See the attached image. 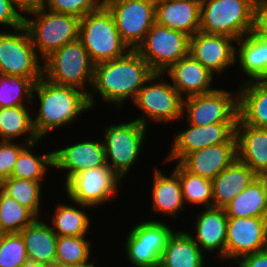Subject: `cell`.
I'll return each instance as SVG.
<instances>
[{"mask_svg": "<svg viewBox=\"0 0 267 267\" xmlns=\"http://www.w3.org/2000/svg\"><path fill=\"white\" fill-rule=\"evenodd\" d=\"M75 206H74V205ZM77 206H79L77 208ZM92 207L74 202L65 204L60 201L50 217V226L57 236H86L92 226L87 209ZM52 222V223H51ZM91 223V224H90Z\"/></svg>", "mask_w": 267, "mask_h": 267, "instance_id": "31", "label": "cell"}, {"mask_svg": "<svg viewBox=\"0 0 267 267\" xmlns=\"http://www.w3.org/2000/svg\"><path fill=\"white\" fill-rule=\"evenodd\" d=\"M24 13L12 0H0V26L17 29L23 25Z\"/></svg>", "mask_w": 267, "mask_h": 267, "instance_id": "42", "label": "cell"}, {"mask_svg": "<svg viewBox=\"0 0 267 267\" xmlns=\"http://www.w3.org/2000/svg\"><path fill=\"white\" fill-rule=\"evenodd\" d=\"M78 39L94 64L123 57L131 50L105 6L80 18Z\"/></svg>", "mask_w": 267, "mask_h": 267, "instance_id": "6", "label": "cell"}, {"mask_svg": "<svg viewBox=\"0 0 267 267\" xmlns=\"http://www.w3.org/2000/svg\"><path fill=\"white\" fill-rule=\"evenodd\" d=\"M196 218L194 234L189 233L194 242L205 254L218 253L222 260H225V245L227 239L228 217L224 208L205 207L199 211ZM192 234V235H191ZM218 250V251H217Z\"/></svg>", "mask_w": 267, "mask_h": 267, "instance_id": "19", "label": "cell"}, {"mask_svg": "<svg viewBox=\"0 0 267 267\" xmlns=\"http://www.w3.org/2000/svg\"><path fill=\"white\" fill-rule=\"evenodd\" d=\"M187 124L206 126L213 123H237L238 91L227 88L184 98L183 118Z\"/></svg>", "mask_w": 267, "mask_h": 267, "instance_id": "12", "label": "cell"}, {"mask_svg": "<svg viewBox=\"0 0 267 267\" xmlns=\"http://www.w3.org/2000/svg\"><path fill=\"white\" fill-rule=\"evenodd\" d=\"M186 230H175L163 250L159 267H205L204 254Z\"/></svg>", "mask_w": 267, "mask_h": 267, "instance_id": "29", "label": "cell"}, {"mask_svg": "<svg viewBox=\"0 0 267 267\" xmlns=\"http://www.w3.org/2000/svg\"><path fill=\"white\" fill-rule=\"evenodd\" d=\"M103 144L107 164L120 178H126L142 154L148 127L135 119L103 126Z\"/></svg>", "mask_w": 267, "mask_h": 267, "instance_id": "7", "label": "cell"}, {"mask_svg": "<svg viewBox=\"0 0 267 267\" xmlns=\"http://www.w3.org/2000/svg\"><path fill=\"white\" fill-rule=\"evenodd\" d=\"M154 73L136 50H130L123 57L95 64L93 83L88 94L91 109L96 105L97 94L102 98L101 101L121 109L129 99L133 102Z\"/></svg>", "mask_w": 267, "mask_h": 267, "instance_id": "1", "label": "cell"}, {"mask_svg": "<svg viewBox=\"0 0 267 267\" xmlns=\"http://www.w3.org/2000/svg\"><path fill=\"white\" fill-rule=\"evenodd\" d=\"M149 1H152V2L156 3V2L159 1V0H149Z\"/></svg>", "mask_w": 267, "mask_h": 267, "instance_id": "50", "label": "cell"}, {"mask_svg": "<svg viewBox=\"0 0 267 267\" xmlns=\"http://www.w3.org/2000/svg\"><path fill=\"white\" fill-rule=\"evenodd\" d=\"M91 240L86 236H58L56 264L75 267H96ZM91 248V249H90Z\"/></svg>", "mask_w": 267, "mask_h": 267, "instance_id": "34", "label": "cell"}, {"mask_svg": "<svg viewBox=\"0 0 267 267\" xmlns=\"http://www.w3.org/2000/svg\"><path fill=\"white\" fill-rule=\"evenodd\" d=\"M33 87L34 82L30 78L0 74V108L33 106Z\"/></svg>", "mask_w": 267, "mask_h": 267, "instance_id": "37", "label": "cell"}, {"mask_svg": "<svg viewBox=\"0 0 267 267\" xmlns=\"http://www.w3.org/2000/svg\"><path fill=\"white\" fill-rule=\"evenodd\" d=\"M51 267H75V266H64V265H58V264H54Z\"/></svg>", "mask_w": 267, "mask_h": 267, "instance_id": "48", "label": "cell"}, {"mask_svg": "<svg viewBox=\"0 0 267 267\" xmlns=\"http://www.w3.org/2000/svg\"><path fill=\"white\" fill-rule=\"evenodd\" d=\"M183 100L171 82H167V79L165 81L164 73H154L132 102L143 112L135 120L146 127L150 120L165 124L178 122L179 119H184Z\"/></svg>", "mask_w": 267, "mask_h": 267, "instance_id": "8", "label": "cell"}, {"mask_svg": "<svg viewBox=\"0 0 267 267\" xmlns=\"http://www.w3.org/2000/svg\"><path fill=\"white\" fill-rule=\"evenodd\" d=\"M5 231L2 229L1 224H0V237H3L5 235Z\"/></svg>", "mask_w": 267, "mask_h": 267, "instance_id": "47", "label": "cell"}, {"mask_svg": "<svg viewBox=\"0 0 267 267\" xmlns=\"http://www.w3.org/2000/svg\"><path fill=\"white\" fill-rule=\"evenodd\" d=\"M224 209L228 218H267V176H258Z\"/></svg>", "mask_w": 267, "mask_h": 267, "instance_id": "30", "label": "cell"}, {"mask_svg": "<svg viewBox=\"0 0 267 267\" xmlns=\"http://www.w3.org/2000/svg\"><path fill=\"white\" fill-rule=\"evenodd\" d=\"M154 168L152 191H150L153 211L176 218L179 212L186 209L179 175L174 170L166 175L160 169Z\"/></svg>", "mask_w": 267, "mask_h": 267, "instance_id": "27", "label": "cell"}, {"mask_svg": "<svg viewBox=\"0 0 267 267\" xmlns=\"http://www.w3.org/2000/svg\"><path fill=\"white\" fill-rule=\"evenodd\" d=\"M256 30L267 39V0H259L256 11Z\"/></svg>", "mask_w": 267, "mask_h": 267, "instance_id": "44", "label": "cell"}, {"mask_svg": "<svg viewBox=\"0 0 267 267\" xmlns=\"http://www.w3.org/2000/svg\"><path fill=\"white\" fill-rule=\"evenodd\" d=\"M33 106L0 108V141H16L23 137V142L31 144L41 141L33 127ZM27 136V137H25Z\"/></svg>", "mask_w": 267, "mask_h": 267, "instance_id": "32", "label": "cell"}, {"mask_svg": "<svg viewBox=\"0 0 267 267\" xmlns=\"http://www.w3.org/2000/svg\"><path fill=\"white\" fill-rule=\"evenodd\" d=\"M54 170L65 171V185L76 174L95 167L108 166L103 141L100 139L74 142L53 151Z\"/></svg>", "mask_w": 267, "mask_h": 267, "instance_id": "18", "label": "cell"}, {"mask_svg": "<svg viewBox=\"0 0 267 267\" xmlns=\"http://www.w3.org/2000/svg\"><path fill=\"white\" fill-rule=\"evenodd\" d=\"M38 217L0 189V224L5 233H20Z\"/></svg>", "mask_w": 267, "mask_h": 267, "instance_id": "38", "label": "cell"}, {"mask_svg": "<svg viewBox=\"0 0 267 267\" xmlns=\"http://www.w3.org/2000/svg\"><path fill=\"white\" fill-rule=\"evenodd\" d=\"M42 61L24 25L14 31L0 30V74L19 75L36 83L43 77Z\"/></svg>", "mask_w": 267, "mask_h": 267, "instance_id": "10", "label": "cell"}, {"mask_svg": "<svg viewBox=\"0 0 267 267\" xmlns=\"http://www.w3.org/2000/svg\"><path fill=\"white\" fill-rule=\"evenodd\" d=\"M20 267H50V266L28 259Z\"/></svg>", "mask_w": 267, "mask_h": 267, "instance_id": "46", "label": "cell"}, {"mask_svg": "<svg viewBox=\"0 0 267 267\" xmlns=\"http://www.w3.org/2000/svg\"><path fill=\"white\" fill-rule=\"evenodd\" d=\"M27 260V251L21 234L6 233L2 237L0 267H20Z\"/></svg>", "mask_w": 267, "mask_h": 267, "instance_id": "39", "label": "cell"}, {"mask_svg": "<svg viewBox=\"0 0 267 267\" xmlns=\"http://www.w3.org/2000/svg\"><path fill=\"white\" fill-rule=\"evenodd\" d=\"M42 184L38 181L9 177L0 182V189L40 218Z\"/></svg>", "mask_w": 267, "mask_h": 267, "instance_id": "36", "label": "cell"}, {"mask_svg": "<svg viewBox=\"0 0 267 267\" xmlns=\"http://www.w3.org/2000/svg\"><path fill=\"white\" fill-rule=\"evenodd\" d=\"M235 43L234 38L226 35L198 31L190 37L189 54L213 74L222 75L235 66Z\"/></svg>", "mask_w": 267, "mask_h": 267, "instance_id": "17", "label": "cell"}, {"mask_svg": "<svg viewBox=\"0 0 267 267\" xmlns=\"http://www.w3.org/2000/svg\"><path fill=\"white\" fill-rule=\"evenodd\" d=\"M238 119L246 125L267 128V79L240 83Z\"/></svg>", "mask_w": 267, "mask_h": 267, "instance_id": "25", "label": "cell"}, {"mask_svg": "<svg viewBox=\"0 0 267 267\" xmlns=\"http://www.w3.org/2000/svg\"><path fill=\"white\" fill-rule=\"evenodd\" d=\"M174 165L173 170L179 175L185 205L213 207L212 180L188 172L179 162Z\"/></svg>", "mask_w": 267, "mask_h": 267, "instance_id": "35", "label": "cell"}, {"mask_svg": "<svg viewBox=\"0 0 267 267\" xmlns=\"http://www.w3.org/2000/svg\"><path fill=\"white\" fill-rule=\"evenodd\" d=\"M27 145L28 143L23 141H0V182L11 176L20 152Z\"/></svg>", "mask_w": 267, "mask_h": 267, "instance_id": "41", "label": "cell"}, {"mask_svg": "<svg viewBox=\"0 0 267 267\" xmlns=\"http://www.w3.org/2000/svg\"><path fill=\"white\" fill-rule=\"evenodd\" d=\"M120 182L122 179L109 166H101L76 174L63 187L71 202L97 208L115 199Z\"/></svg>", "mask_w": 267, "mask_h": 267, "instance_id": "13", "label": "cell"}, {"mask_svg": "<svg viewBox=\"0 0 267 267\" xmlns=\"http://www.w3.org/2000/svg\"><path fill=\"white\" fill-rule=\"evenodd\" d=\"M236 158V143H220L193 151L179 163L188 172L213 180Z\"/></svg>", "mask_w": 267, "mask_h": 267, "instance_id": "22", "label": "cell"}, {"mask_svg": "<svg viewBox=\"0 0 267 267\" xmlns=\"http://www.w3.org/2000/svg\"><path fill=\"white\" fill-rule=\"evenodd\" d=\"M1 246H2V237H0V249H1Z\"/></svg>", "mask_w": 267, "mask_h": 267, "instance_id": "49", "label": "cell"}, {"mask_svg": "<svg viewBox=\"0 0 267 267\" xmlns=\"http://www.w3.org/2000/svg\"><path fill=\"white\" fill-rule=\"evenodd\" d=\"M236 263L238 267H267V249L243 256Z\"/></svg>", "mask_w": 267, "mask_h": 267, "instance_id": "43", "label": "cell"}, {"mask_svg": "<svg viewBox=\"0 0 267 267\" xmlns=\"http://www.w3.org/2000/svg\"><path fill=\"white\" fill-rule=\"evenodd\" d=\"M29 260L48 266L56 264L57 234L48 221L37 218L32 224L20 232Z\"/></svg>", "mask_w": 267, "mask_h": 267, "instance_id": "28", "label": "cell"}, {"mask_svg": "<svg viewBox=\"0 0 267 267\" xmlns=\"http://www.w3.org/2000/svg\"><path fill=\"white\" fill-rule=\"evenodd\" d=\"M155 4L149 0H105L104 6L112 14L121 38L131 50L137 49L156 23Z\"/></svg>", "mask_w": 267, "mask_h": 267, "instance_id": "14", "label": "cell"}, {"mask_svg": "<svg viewBox=\"0 0 267 267\" xmlns=\"http://www.w3.org/2000/svg\"><path fill=\"white\" fill-rule=\"evenodd\" d=\"M105 0H45L42 7L62 14H69L81 18L88 13L102 8Z\"/></svg>", "mask_w": 267, "mask_h": 267, "instance_id": "40", "label": "cell"}, {"mask_svg": "<svg viewBox=\"0 0 267 267\" xmlns=\"http://www.w3.org/2000/svg\"><path fill=\"white\" fill-rule=\"evenodd\" d=\"M201 0H159L156 23L193 36L200 30Z\"/></svg>", "mask_w": 267, "mask_h": 267, "instance_id": "21", "label": "cell"}, {"mask_svg": "<svg viewBox=\"0 0 267 267\" xmlns=\"http://www.w3.org/2000/svg\"><path fill=\"white\" fill-rule=\"evenodd\" d=\"M189 47L190 36L155 23L136 51L155 73H163L189 55Z\"/></svg>", "mask_w": 267, "mask_h": 267, "instance_id": "11", "label": "cell"}, {"mask_svg": "<svg viewBox=\"0 0 267 267\" xmlns=\"http://www.w3.org/2000/svg\"><path fill=\"white\" fill-rule=\"evenodd\" d=\"M267 249V218H228L225 261Z\"/></svg>", "mask_w": 267, "mask_h": 267, "instance_id": "16", "label": "cell"}, {"mask_svg": "<svg viewBox=\"0 0 267 267\" xmlns=\"http://www.w3.org/2000/svg\"><path fill=\"white\" fill-rule=\"evenodd\" d=\"M258 175L237 158L213 180V207L225 208Z\"/></svg>", "mask_w": 267, "mask_h": 267, "instance_id": "26", "label": "cell"}, {"mask_svg": "<svg viewBox=\"0 0 267 267\" xmlns=\"http://www.w3.org/2000/svg\"><path fill=\"white\" fill-rule=\"evenodd\" d=\"M149 218L129 228L123 248L132 267H159V262L169 237L176 229L165 221ZM172 227V228H171Z\"/></svg>", "mask_w": 267, "mask_h": 267, "instance_id": "9", "label": "cell"}, {"mask_svg": "<svg viewBox=\"0 0 267 267\" xmlns=\"http://www.w3.org/2000/svg\"><path fill=\"white\" fill-rule=\"evenodd\" d=\"M171 84L183 98L210 93L217 88L211 86L214 75L190 54L171 65L165 72Z\"/></svg>", "mask_w": 267, "mask_h": 267, "instance_id": "20", "label": "cell"}, {"mask_svg": "<svg viewBox=\"0 0 267 267\" xmlns=\"http://www.w3.org/2000/svg\"><path fill=\"white\" fill-rule=\"evenodd\" d=\"M237 123H213L206 126L188 124L173 137L171 149L164 162H180L187 154L220 143H236Z\"/></svg>", "mask_w": 267, "mask_h": 267, "instance_id": "15", "label": "cell"}, {"mask_svg": "<svg viewBox=\"0 0 267 267\" xmlns=\"http://www.w3.org/2000/svg\"><path fill=\"white\" fill-rule=\"evenodd\" d=\"M36 101H39V109L35 110L33 127L41 140L62 126L77 122L83 112L91 109L87 93L72 86L58 85L44 77L34 83L33 106Z\"/></svg>", "mask_w": 267, "mask_h": 267, "instance_id": "2", "label": "cell"}, {"mask_svg": "<svg viewBox=\"0 0 267 267\" xmlns=\"http://www.w3.org/2000/svg\"><path fill=\"white\" fill-rule=\"evenodd\" d=\"M27 15H32L33 19ZM23 25L30 35L37 54L42 59L79 38L80 18L69 14L55 13L42 6L26 11Z\"/></svg>", "mask_w": 267, "mask_h": 267, "instance_id": "4", "label": "cell"}, {"mask_svg": "<svg viewBox=\"0 0 267 267\" xmlns=\"http://www.w3.org/2000/svg\"><path fill=\"white\" fill-rule=\"evenodd\" d=\"M25 13L28 10L39 8L45 0H12Z\"/></svg>", "mask_w": 267, "mask_h": 267, "instance_id": "45", "label": "cell"}, {"mask_svg": "<svg viewBox=\"0 0 267 267\" xmlns=\"http://www.w3.org/2000/svg\"><path fill=\"white\" fill-rule=\"evenodd\" d=\"M259 0H201L200 30L239 40L256 29Z\"/></svg>", "mask_w": 267, "mask_h": 267, "instance_id": "3", "label": "cell"}, {"mask_svg": "<svg viewBox=\"0 0 267 267\" xmlns=\"http://www.w3.org/2000/svg\"><path fill=\"white\" fill-rule=\"evenodd\" d=\"M236 44L235 64L246 76L242 83L267 79V39L255 29Z\"/></svg>", "mask_w": 267, "mask_h": 267, "instance_id": "24", "label": "cell"}, {"mask_svg": "<svg viewBox=\"0 0 267 267\" xmlns=\"http://www.w3.org/2000/svg\"><path fill=\"white\" fill-rule=\"evenodd\" d=\"M237 159L258 176H267V128L243 124L235 128Z\"/></svg>", "mask_w": 267, "mask_h": 267, "instance_id": "23", "label": "cell"}, {"mask_svg": "<svg viewBox=\"0 0 267 267\" xmlns=\"http://www.w3.org/2000/svg\"><path fill=\"white\" fill-rule=\"evenodd\" d=\"M94 66L82 42L77 39L43 59V77L58 85L72 86L89 94Z\"/></svg>", "mask_w": 267, "mask_h": 267, "instance_id": "5", "label": "cell"}, {"mask_svg": "<svg viewBox=\"0 0 267 267\" xmlns=\"http://www.w3.org/2000/svg\"><path fill=\"white\" fill-rule=\"evenodd\" d=\"M35 143L28 144L19 154L10 177L41 182L46 180L50 168H54L53 151L34 154ZM38 154V155H37Z\"/></svg>", "mask_w": 267, "mask_h": 267, "instance_id": "33", "label": "cell"}]
</instances>
